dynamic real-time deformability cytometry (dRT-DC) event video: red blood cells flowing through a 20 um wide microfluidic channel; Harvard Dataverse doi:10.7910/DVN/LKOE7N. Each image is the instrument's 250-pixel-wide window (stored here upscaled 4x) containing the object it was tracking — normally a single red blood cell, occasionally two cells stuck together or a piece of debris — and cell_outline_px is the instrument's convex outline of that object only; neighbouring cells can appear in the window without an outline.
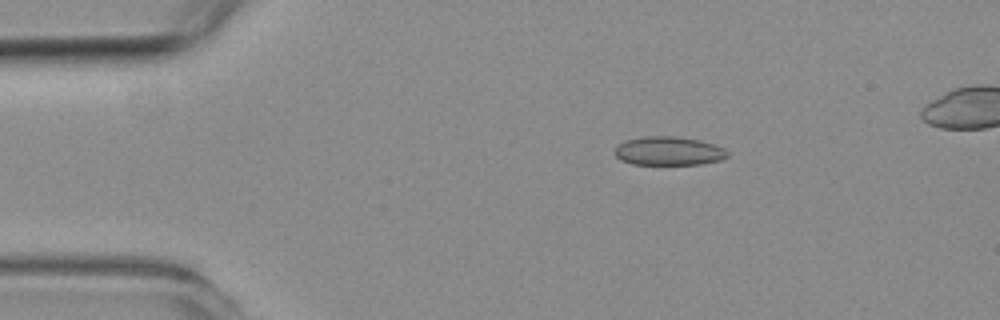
{"species": "common noctule bat (a hibernating species)", "species_latin": "Nyctalus noctula", "temperature_condition": "room temperature", "stored_images_in_passage": 46, "camera_frame_rate_fps": 3000, "um_per_image_px": 0.085, "animal": {"sex": "female", "body_mass_g": 19.3, "forearm_length_mm": 54.1}, "frame": {"image": 1, "passage_image": 1, "time_ms": 0.0, "image_size_px": [1000, 320], "cell_outline_px": [[728, 156], [720, 160], [700, 164], [632, 164], [620, 160], [612, 152], [616, 144], [624, 140], [644, 136], [672, 136], [700, 140], [724, 148], [728, 152]], "centroid_in_image_um": [56.76, 12.83], "position_along_channel_um": 28.2, "area_um2": 19.02}}
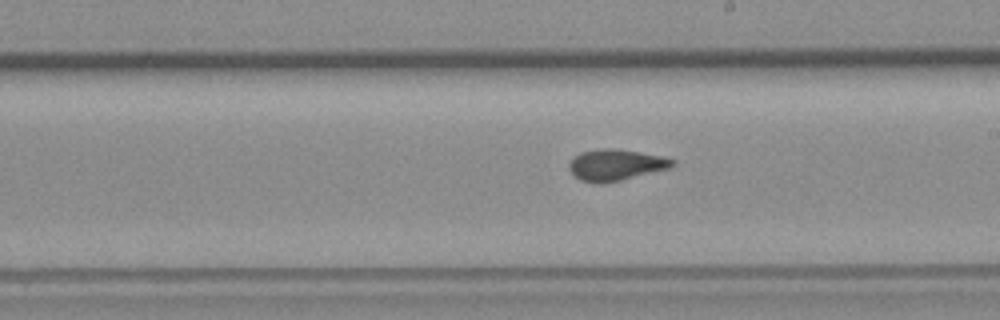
{"frame": {"image": 2, "passage_image": 23, "time_ms": 7.333, "image_size_px": [1000, 320], "cell_outline_px": [[676, 164], [672, 168], [604, 184], [596, 184], [580, 180], [568, 168], [568, 164], [580, 152], [600, 148], [612, 148], [640, 152], [660, 156], [676, 160]], "centroid_in_image_um": [52.36, 14.03], "position_along_channel_um": 236.6, "area_um2": 18.96}}
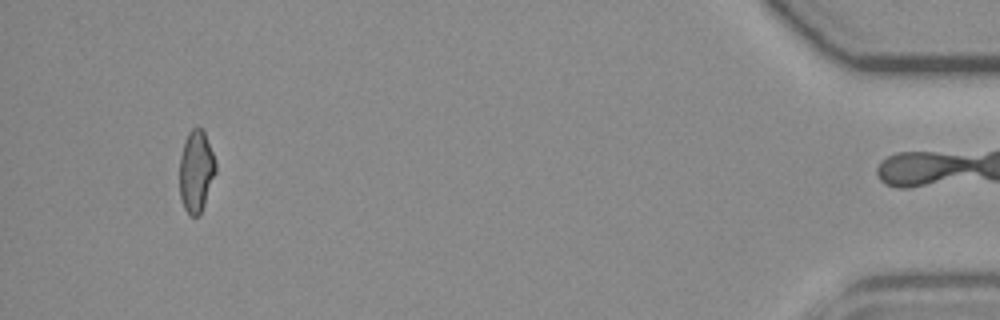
{"frame": {"image": 3, "passage_image": 45, "time_ms": 14.667, "image_size_px": [1000, 320], "cell_outline_px": [[216, 172], [200, 216], [192, 216], [184, 208], [180, 196], [180, 156], [188, 132], [192, 128], [200, 128], [204, 132], [216, 160]], "centroid_in_image_um": [16.68, 14.57], "position_along_channel_um": 418.5, "area_um2": 17.11}, "authors_computed_cell_mechanics": {"area_um2": 18.496, "velocity_mm_per_s": 3.5765, "shape_relaxation_time_tau1_ms": null, "shape_relaxation_time_tau2_ms": 1.4575, "deformation_change_tau1": null, "deformation_change_tau2": 0.0669}}